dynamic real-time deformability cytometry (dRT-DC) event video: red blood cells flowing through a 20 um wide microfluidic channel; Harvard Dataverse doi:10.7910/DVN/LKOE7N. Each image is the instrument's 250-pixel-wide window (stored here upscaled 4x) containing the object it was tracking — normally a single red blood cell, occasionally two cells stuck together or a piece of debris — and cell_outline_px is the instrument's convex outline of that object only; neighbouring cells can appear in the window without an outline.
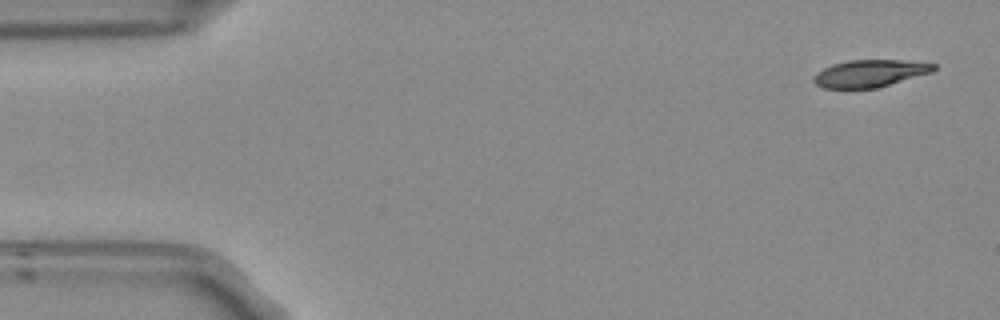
{"species": "Egyptian fruit bat (a non-hibernating species)", "species_latin": "Rousettus aegyptiacus", "temperature_condition": "room temperature", "stored_images_in_passage": 5, "segment_of_instrument_passage": [2, 2], "camera_frame_rate_fps": 3000, "um_per_image_px": 0.085, "frame": {"image": 1, "passage_image": 5, "time_ms": 1.333, "image_size_px": [1000, 320], "cell_outline_px": [[936, 68], [932, 72], [876, 88], [824, 88], [816, 84], [812, 80], [812, 76], [816, 72], [832, 64], [848, 60], [900, 60], [936, 64]], "centroid_in_image_um": [73.9, 6.23], "position_along_channel_um": 11.1, "area_um2": 18.96}}